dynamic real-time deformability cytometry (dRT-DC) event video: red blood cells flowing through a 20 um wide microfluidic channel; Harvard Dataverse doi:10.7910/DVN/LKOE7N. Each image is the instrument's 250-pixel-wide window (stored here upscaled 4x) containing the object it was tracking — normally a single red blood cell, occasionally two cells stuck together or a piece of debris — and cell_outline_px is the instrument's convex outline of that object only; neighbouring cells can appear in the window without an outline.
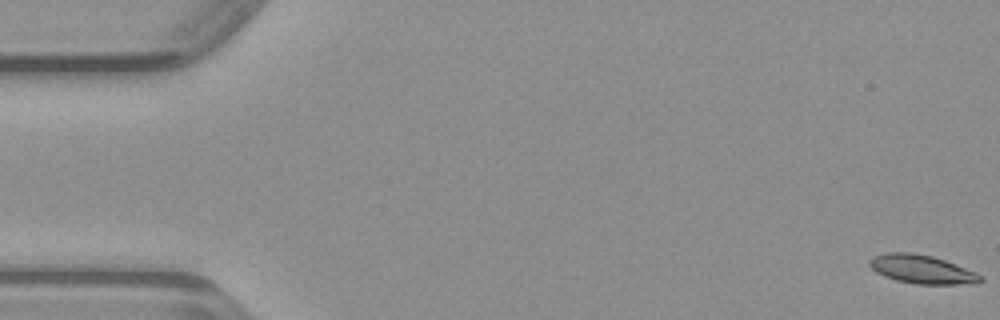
{"species": "common noctule bat (a hibernating species)", "species_latin": "Nyctalus noctula", "temperature_condition": "warm", "stored_images_in_passage": 49, "camera_frame_rate_fps": 3000, "um_per_image_px": 0.085, "animal": {"sex": "male", "body_mass_g": 23.1, "forearm_length_mm": 52.7}, "frame": {"image": 1, "passage_image": 1, "time_ms": 0.0, "image_size_px": [1000, 320], "cell_outline_px": [[984, 280], [980, 284], [916, 284], [896, 280], [884, 276], [876, 272], [868, 264], [868, 260], [872, 256], [884, 252], [912, 252], [932, 256], [944, 260], [976, 272], [984, 276]], "centroid_in_image_um": [78.37, 22.89], "position_along_channel_um": 6.6, "area_um2": 18.79}}
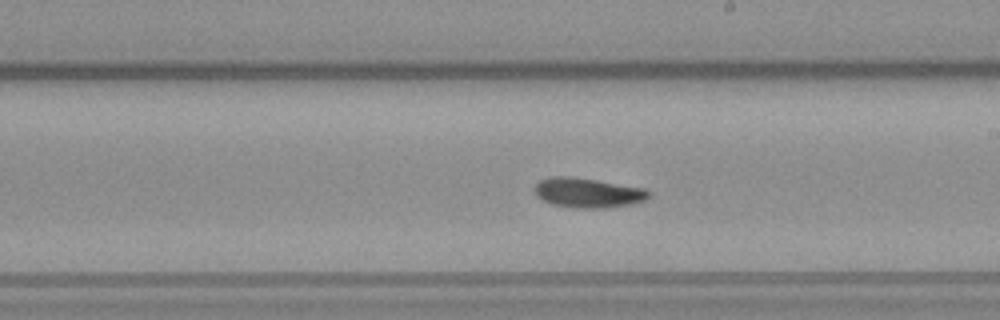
{"frame": {"image": 2, "passage_image": 28, "time_ms": 9.0, "image_size_px": [1000, 320], "cell_outline_px": [[652, 192], [644, 200], [632, 204], [608, 208], [576, 208], [552, 204], [536, 196], [532, 188], [540, 180], [552, 176], [568, 176], [596, 180], [644, 188]], "centroid_in_image_um": [49.94, 16.39], "position_along_channel_um": 239.1, "area_um2": 19.83}}
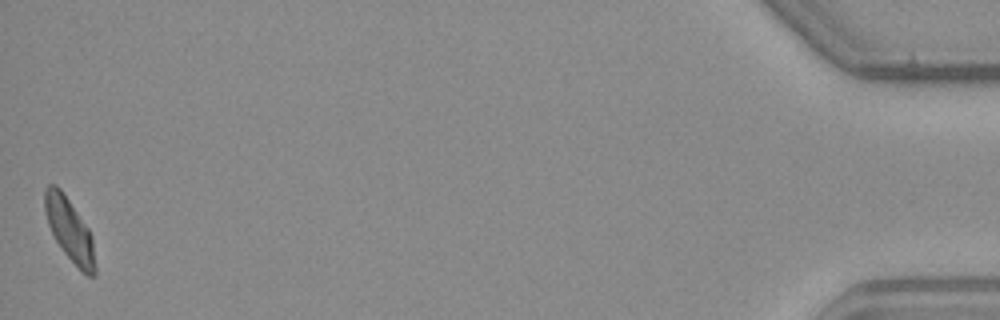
{"frame": {"image": 3, "passage_image": 49, "time_ms": 16.0, "image_size_px": [1000, 320], "cell_outline_px": [[96, 276], [88, 276], [80, 272], [64, 252], [56, 240], [48, 224], [44, 212], [44, 188], [48, 184], [56, 184], [60, 188], [88, 228], [92, 236], [96, 268]], "centroid_in_image_um": [5.91, 19.55], "position_along_channel_um": 429.3, "area_um2": 18.55}}